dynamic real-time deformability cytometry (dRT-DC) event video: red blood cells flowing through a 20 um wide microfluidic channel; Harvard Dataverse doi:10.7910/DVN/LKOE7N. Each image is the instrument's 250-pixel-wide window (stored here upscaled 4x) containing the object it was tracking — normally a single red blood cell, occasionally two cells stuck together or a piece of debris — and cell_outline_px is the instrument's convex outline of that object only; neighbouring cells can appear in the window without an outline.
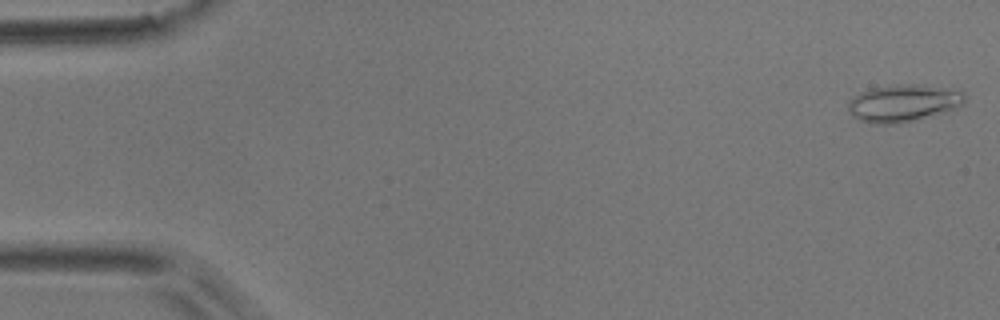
{"species": "common noctule bat (a hibernating species)", "species_latin": "Nyctalus noctula", "temperature_condition": "room temperature", "stored_images_in_passage": 50, "camera_frame_rate_fps": 3000, "um_per_image_px": 0.085, "animal": {"sex": "male", "body_mass_g": 17.9}, "frame": {"image": 1, "passage_image": 1, "time_ms": 0.0, "image_size_px": [1000, 320], "cell_outline_px": [[964, 104], [956, 108], [900, 124], [872, 124], [860, 120], [852, 116], [848, 112], [848, 100], [860, 92], [868, 88], [900, 84], [916, 84], [944, 88], [964, 92]], "centroid_in_image_um": [76.71, 8.77], "position_along_channel_um": 8.3, "area_um2": 25.32}}
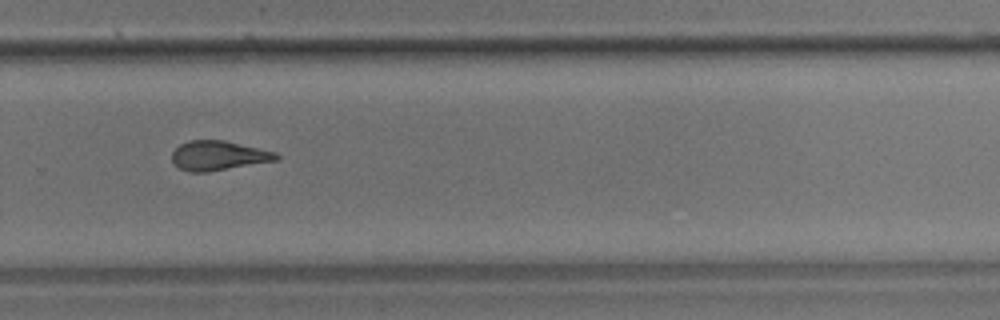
{"frame": {"image": 2, "passage_image": 34, "time_ms": 11.0, "image_size_px": [1000, 320], "cell_outline_px": [[280, 160], [208, 172], [188, 172], [180, 168], [172, 160], [172, 152], [180, 144], [188, 140], [224, 140], [276, 152], [280, 156]], "centroid_in_image_um": [18.59, 13.23], "position_along_channel_um": 311.2, "area_um2": 18.03}}
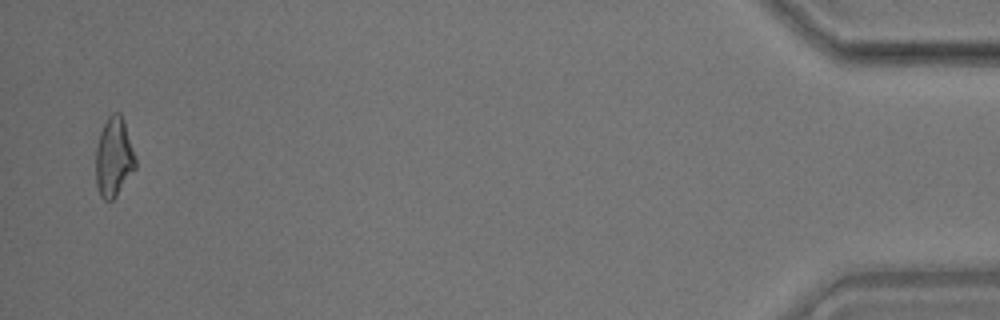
{"frame": {"image": 3, "passage_image": 49, "time_ms": 16.0, "image_size_px": [1000, 320], "cell_outline_px": [[136, 168], [116, 196], [112, 200], [104, 200], [100, 196], [96, 184], [96, 148], [100, 132], [108, 116], [112, 112], [120, 112], [124, 120], [136, 160]], "centroid_in_image_um": [9.67, 13.36], "position_along_channel_um": 425.5, "area_um2": 18.32}, "authors_computed_cell_mechanics": {"area_um2": 18.5538, "velocity_mm_per_s": 3.9981, "shape_relaxation_time_tau1_ms": 6.3042, "shape_relaxation_time_tau2_ms": 3.2237, "deformation_change_tau1": 0.1843, "deformation_change_tau2": 0.1221}}